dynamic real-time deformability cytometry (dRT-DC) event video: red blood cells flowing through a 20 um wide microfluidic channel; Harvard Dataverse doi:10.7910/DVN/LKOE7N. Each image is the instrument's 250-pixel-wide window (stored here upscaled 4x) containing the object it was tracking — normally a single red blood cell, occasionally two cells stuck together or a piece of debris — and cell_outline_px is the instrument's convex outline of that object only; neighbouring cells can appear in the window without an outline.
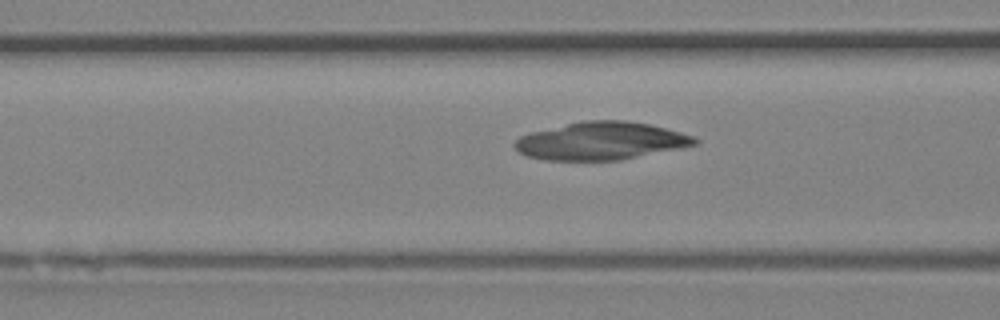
{"species": "Egyptian fruit bat (a non-hibernating species)", "species_latin": "Rousettus aegyptiacus", "temperature_condition": "room temperature", "stored_images_in_passage": 9, "camera_frame_rate_fps": 3000, "um_per_image_px": 0.085, "animal": {"sex": "female"}, "frame": {"image": 1, "passage_image": 7, "time_ms": 2.0, "image_size_px": [1000, 320], "cell_outline_px": [[700, 144], [620, 160], [544, 160], [528, 156], [520, 152], [512, 144], [520, 136], [532, 132], [584, 120], [624, 120], [648, 124], [696, 136], [700, 140]], "centroid_in_image_um": [51.12, 11.98], "position_along_channel_um": 115.5, "area_um2": 39.48}}